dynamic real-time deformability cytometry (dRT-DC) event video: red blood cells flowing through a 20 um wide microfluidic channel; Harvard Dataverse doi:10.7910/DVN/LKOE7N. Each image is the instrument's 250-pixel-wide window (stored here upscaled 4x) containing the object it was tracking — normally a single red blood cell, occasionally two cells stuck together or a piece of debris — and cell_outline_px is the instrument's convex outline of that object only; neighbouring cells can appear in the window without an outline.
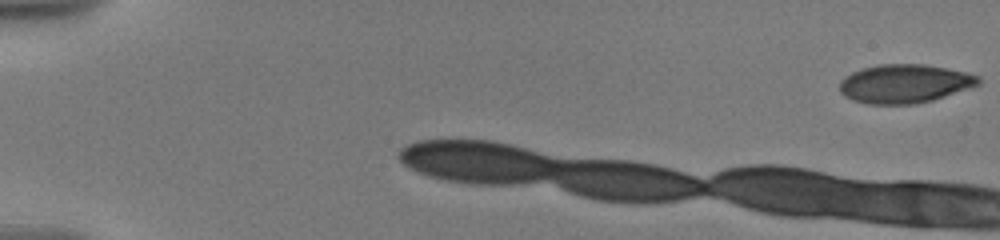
{"species": "human", "species_latin": "Homo sapiens", "temperature_condition": "warm", "stored_images_in_passage": 5, "camera_frame_rate_fps": 3000, "um_per_image_px": 0.085, "donor": {"sex": "male"}, "frame": {"image": 1, "passage_image": 1, "time_ms": 0.0, "image_size_px": [1000, 240], "cell_outline_px": [[980, 84], [972, 88], [932, 100], [916, 104], [868, 104], [852, 100], [844, 96], [840, 92], [840, 80], [844, 76], [852, 72], [864, 68], [880, 64], [924, 64], [968, 72], [980, 76]], "centroid_in_image_um": [76.91, 7.11], "position_along_channel_um": 8.1, "area_um2": 31.56}}